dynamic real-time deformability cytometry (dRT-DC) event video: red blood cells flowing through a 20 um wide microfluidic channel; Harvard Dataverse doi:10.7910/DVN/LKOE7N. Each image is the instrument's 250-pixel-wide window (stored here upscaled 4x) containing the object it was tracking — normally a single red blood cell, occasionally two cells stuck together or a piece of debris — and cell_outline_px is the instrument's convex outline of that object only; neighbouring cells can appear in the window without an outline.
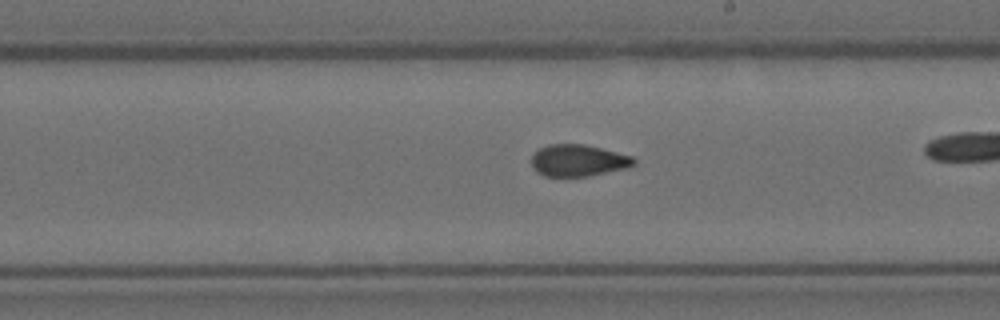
{"species": "Egyptian fruit bat (a non-hibernating species)", "species_latin": "Rousettus aegyptiacus", "temperature_condition": "room temperature", "stored_images_in_passage": 42, "camera_frame_rate_fps": 3000, "um_per_image_px": 0.085, "animal": {"sex": "female"}, "frame": {"image": 1, "passage_image": 30, "time_ms": 9.667, "image_size_px": [1000, 320], "cell_outline_px": [[636, 164], [628, 168], [588, 176], [544, 176], [536, 172], [532, 168], [532, 156], [540, 148], [548, 144], [584, 144], [632, 156], [636, 160]], "centroid_in_image_um": [49.15, 13.64], "position_along_channel_um": 239.8, "area_um2": 18.96}}